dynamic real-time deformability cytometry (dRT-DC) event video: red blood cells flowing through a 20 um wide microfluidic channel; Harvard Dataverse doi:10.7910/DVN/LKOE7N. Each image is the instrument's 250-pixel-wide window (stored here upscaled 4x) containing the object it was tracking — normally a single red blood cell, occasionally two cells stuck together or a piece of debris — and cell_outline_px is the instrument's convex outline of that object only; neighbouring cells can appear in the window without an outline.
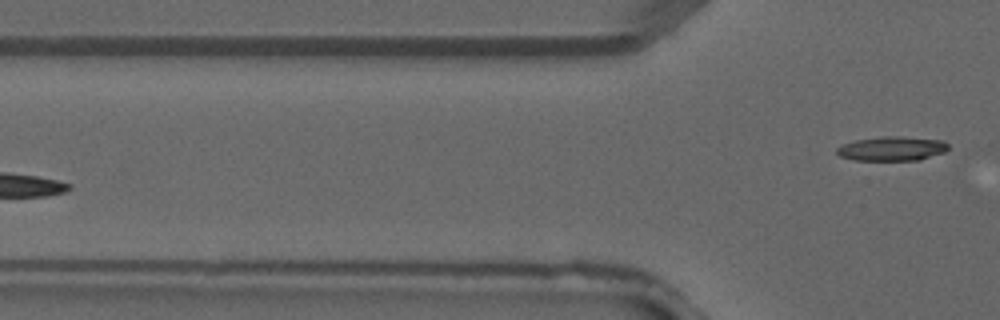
{"species": "common noctule bat (a hibernating species)", "species_latin": "Nyctalus noctula", "temperature_condition": "warm", "stored_images_in_passage": 4, "camera_frame_rate_fps": 3000, "um_per_image_px": 0.085, "animal": {"sex": "male", "forearm_length_mm": 52.5}, "frame": {"image": 1, "passage_image": 4, "time_ms": 1.0, "image_size_px": [1000, 320], "cell_outline_px": [[948, 148], [944, 152], [920, 160], [856, 160], [840, 156], [836, 152], [836, 148], [844, 144], [856, 140], [884, 136], [900, 136], [944, 140], [948, 144]], "centroid_in_image_um": [75.84, 12.63], "position_along_channel_um": 50.0, "area_um2": 15.72}}